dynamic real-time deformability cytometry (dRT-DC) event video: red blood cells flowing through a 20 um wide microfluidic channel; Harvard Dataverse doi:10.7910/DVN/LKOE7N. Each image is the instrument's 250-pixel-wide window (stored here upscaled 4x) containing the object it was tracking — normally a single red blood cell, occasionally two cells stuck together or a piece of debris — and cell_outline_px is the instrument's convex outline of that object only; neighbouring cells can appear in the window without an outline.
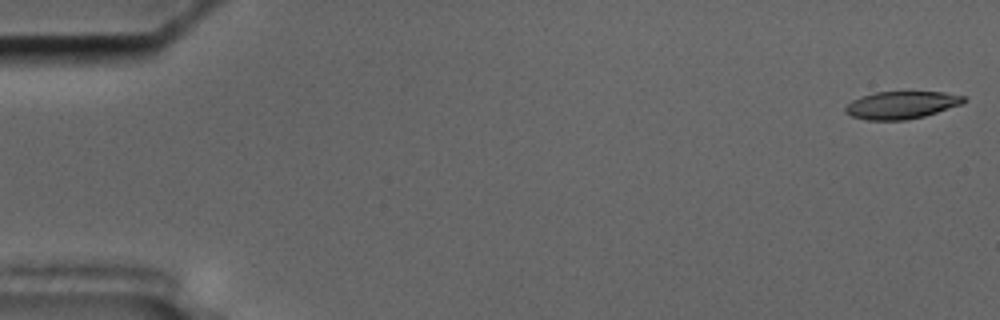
{"species": "common noctule bat (a hibernating species)", "species_latin": "Nyctalus noctula", "temperature_condition": "cold", "stored_images_in_passage": 14, "camera_frame_rate_fps": 3000, "um_per_image_px": 0.085, "animal": {"sex": "male", "body_mass_g": 17.5, "forearm_length_mm": 52.3}, "frame": {"image": 1, "passage_image": 1, "time_ms": 0.0, "image_size_px": [1000, 320], "cell_outline_px": [[968, 100], [960, 104], [924, 116], [904, 120], [868, 120], [852, 116], [844, 112], [844, 108], [852, 100], [860, 96], [876, 92], [944, 92], [964, 96]], "centroid_in_image_um": [76.59, 8.92], "position_along_channel_um": 8.4, "area_um2": 18.84}}